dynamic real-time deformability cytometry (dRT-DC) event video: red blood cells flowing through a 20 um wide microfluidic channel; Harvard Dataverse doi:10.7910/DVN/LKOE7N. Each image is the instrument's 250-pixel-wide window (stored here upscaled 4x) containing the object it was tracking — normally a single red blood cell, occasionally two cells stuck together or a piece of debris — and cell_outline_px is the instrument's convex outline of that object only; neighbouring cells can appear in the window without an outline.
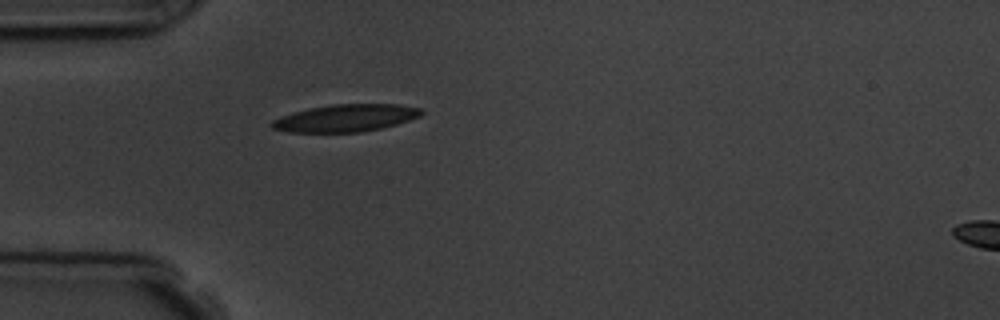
{"species": "common noctule bat (a hibernating species)", "species_latin": "Nyctalus noctula", "temperature_condition": "room temperature", "stored_images_in_passage": 2, "segment_of_instrument_passage": [1, 2], "camera_frame_rate_fps": 3000, "um_per_image_px": 0.085, "animal": {"sex": "male", "body_mass_g": 19.5, "forearm_length_mm": 54.6}, "frame": {"image": 1, "passage_image": 1, "time_ms": 0.0, "image_size_px": [1000, 320], "cell_outline_px": [[424, 112], [420, 116], [396, 124], [380, 128], [360, 132], [288, 132], [272, 128], [268, 124], [272, 120], [280, 116], [292, 112], [308, 108], [332, 104], [400, 104], [420, 108]], "centroid_in_image_um": [29.34, 10.03], "position_along_channel_um": 55.7, "area_um2": 23.87}}